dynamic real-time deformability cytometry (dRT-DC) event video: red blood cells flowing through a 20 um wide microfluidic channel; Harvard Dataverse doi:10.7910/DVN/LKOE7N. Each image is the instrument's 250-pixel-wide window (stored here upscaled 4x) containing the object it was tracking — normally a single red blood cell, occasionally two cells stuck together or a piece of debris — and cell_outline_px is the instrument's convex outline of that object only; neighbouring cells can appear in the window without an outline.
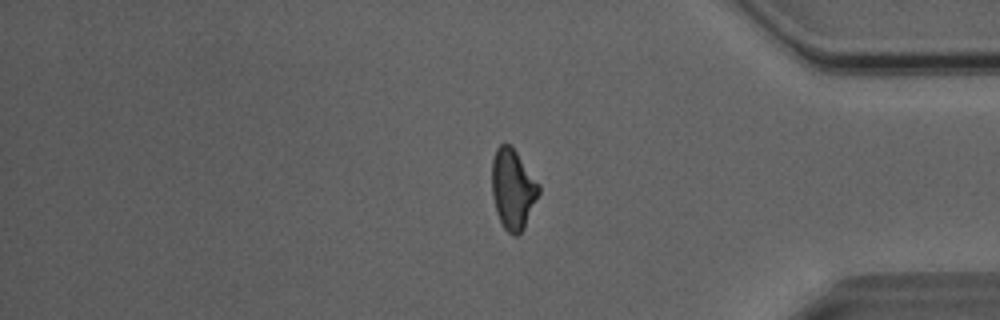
{"species": "Egyptian fruit bat (a non-hibernating species)", "species_latin": "Rousettus aegyptiacus", "temperature_condition": "room temperature", "stored_images_in_passage": 51, "camera_frame_rate_fps": 3000, "um_per_image_px": 0.085, "animal": {"sex": "male"}, "frame": {"image": 1, "passage_image": 43, "time_ms": 14.0, "image_size_px": [1000, 320], "cell_outline_px": [[540, 192], [524, 228], [516, 236], [512, 236], [504, 228], [496, 212], [492, 196], [492, 160], [496, 148], [500, 144], [508, 144], [516, 152], [540, 184]], "centroid_in_image_um": [43.59, 16.09], "position_along_channel_um": 391.6, "area_um2": 21.85}}
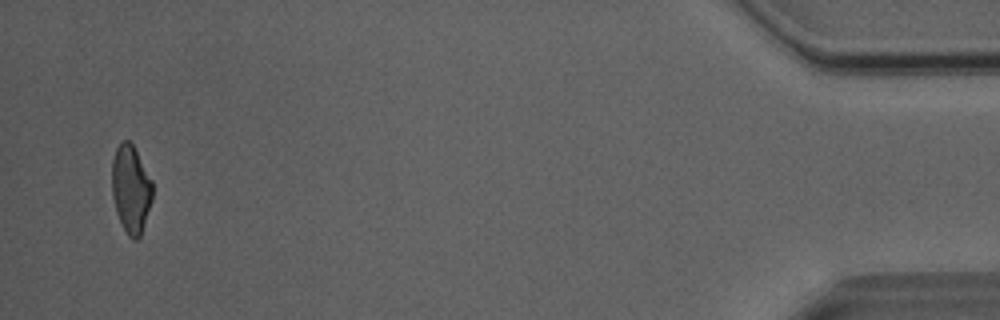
{"frame": {"image": 2, "passage_image": 50, "time_ms": 16.333, "image_size_px": [1000, 320], "cell_outline_px": [[152, 200], [140, 236], [136, 240], [132, 240], [128, 236], [116, 212], [112, 196], [112, 160], [116, 148], [120, 140], [128, 140], [132, 144], [152, 180]], "centroid_in_image_um": [11.11, 16.06], "position_along_channel_um": 424.1, "area_um2": 20.69}, "authors_computed_cell_mechanics": {"area_um2": 22.1952, "velocity_mm_per_s": 4.0572, "shape_relaxation_time_tau1_ms": 5.7125, "shape_relaxation_time_tau2_ms": 2.4779, "deformation_change_tau1": 0.1753, "deformation_change_tau2": 0.1049}}